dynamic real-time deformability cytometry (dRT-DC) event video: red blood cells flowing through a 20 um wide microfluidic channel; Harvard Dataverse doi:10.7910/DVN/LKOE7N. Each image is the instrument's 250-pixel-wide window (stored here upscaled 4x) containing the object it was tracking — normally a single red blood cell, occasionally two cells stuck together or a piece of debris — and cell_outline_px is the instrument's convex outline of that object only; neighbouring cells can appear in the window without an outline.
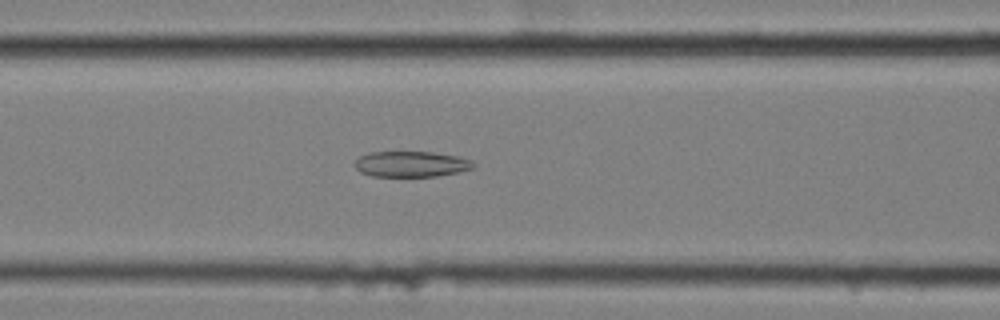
{"species": "common noctule bat (a hibernating species)", "species_latin": "Nyctalus noctula", "temperature_condition": "cold", "stored_images_in_passage": 40, "camera_frame_rate_fps": 3000, "um_per_image_px": 0.085, "animal": {"sex": "female", "body_mass_g": 25.1}, "frame": {"image": 1, "passage_image": 6, "time_ms": 1.667, "image_size_px": [1000, 320], "cell_outline_px": [[476, 164], [472, 168], [456, 172], [436, 176], [372, 176], [360, 172], [356, 168], [356, 160], [360, 156], [372, 152], [432, 152], [456, 156], [472, 160]], "centroid_in_image_um": [34.95, 13.94], "position_along_channel_um": 131.6, "area_um2": 17.51}}
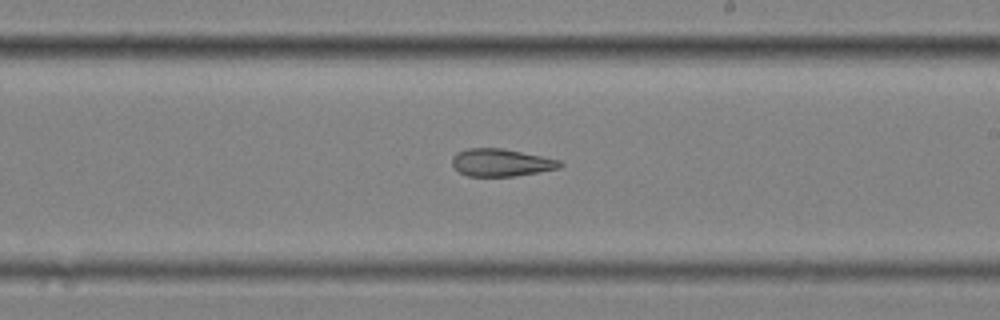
{"frame": {"image": 2, "passage_image": 16, "time_ms": 5.0, "image_size_px": [1000, 320], "cell_outline_px": [[564, 164], [560, 168], [512, 176], [468, 176], [460, 172], [452, 164], [452, 156], [456, 152], [468, 148], [500, 148], [560, 160]], "centroid_in_image_um": [42.56, 13.81], "position_along_channel_um": 246.4, "area_um2": 17.05}}
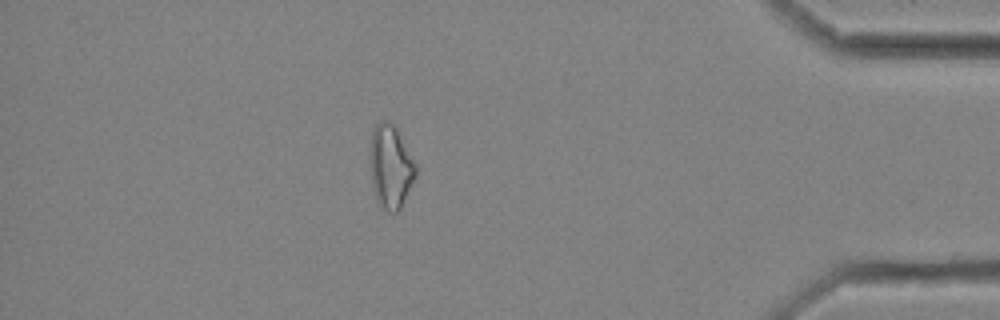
{"frame": {"image": 3, "passage_image": 33, "time_ms": 10.667, "image_size_px": [1000, 320], "cell_outline_px": [[416, 176], [400, 208], [396, 212], [388, 212], [380, 208], [376, 200], [372, 184], [372, 132], [376, 124], [384, 120], [388, 120], [396, 128], [416, 164]], "centroid_in_image_um": [33.22, 14.21], "position_along_channel_um": 402.0, "area_um2": 21.62}}